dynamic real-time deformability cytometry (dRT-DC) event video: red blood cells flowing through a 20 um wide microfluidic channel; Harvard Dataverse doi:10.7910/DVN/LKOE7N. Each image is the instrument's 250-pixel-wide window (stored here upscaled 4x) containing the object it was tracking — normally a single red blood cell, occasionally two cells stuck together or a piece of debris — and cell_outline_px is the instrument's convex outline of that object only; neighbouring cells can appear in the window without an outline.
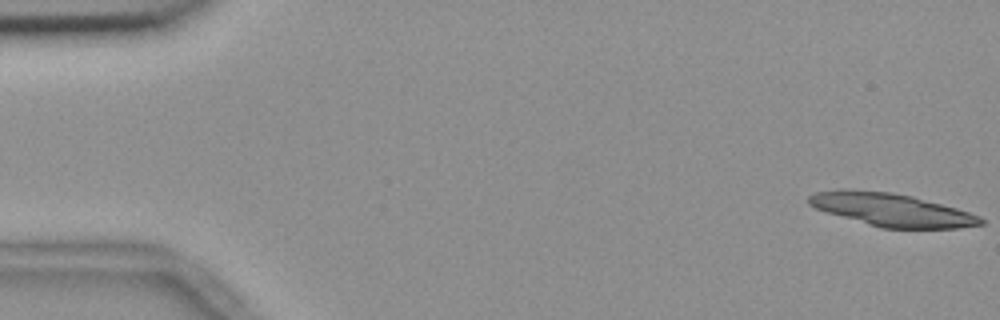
{"species": "common noctule bat (a hibernating species)", "species_latin": "Nyctalus noctula", "temperature_condition": "room temperature", "stored_images_in_passage": 10, "camera_frame_rate_fps": 3000, "um_per_image_px": 0.085, "animal": {"sex": "female", "body_mass_g": 18.4}, "frame": {"image": 1, "passage_image": 1, "time_ms": 0.0, "image_size_px": [1000, 320], "cell_outline_px": [[984, 224], [956, 228], [880, 228], [824, 212], [808, 204], [808, 196], [816, 192], [840, 188], [848, 188], [892, 192], [912, 196], [956, 208], [980, 216], [984, 220]], "centroid_in_image_um": [75.72, 17.82], "position_along_channel_um": 9.3, "area_um2": 33.23}}